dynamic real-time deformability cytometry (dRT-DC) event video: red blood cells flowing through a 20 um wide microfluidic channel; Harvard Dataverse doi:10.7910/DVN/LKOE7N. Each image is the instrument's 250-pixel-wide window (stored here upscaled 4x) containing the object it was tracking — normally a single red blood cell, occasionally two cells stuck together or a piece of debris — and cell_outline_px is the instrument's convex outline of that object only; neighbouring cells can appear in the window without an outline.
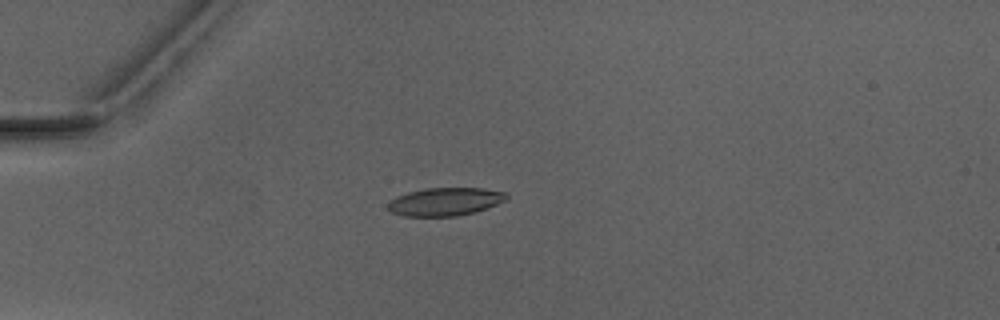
{"species": "Egyptian fruit bat (a non-hibernating species)", "species_latin": "Rousettus aegyptiacus", "temperature_condition": "warm", "stored_images_in_passage": 2, "camera_frame_rate_fps": 3000, "um_per_image_px": 0.085, "animal": {"sex": "male"}, "frame": {"image": 1, "passage_image": 1, "time_ms": 0.0, "image_size_px": [1000, 320], "cell_outline_px": [[508, 200], [476, 212], [456, 216], [404, 216], [392, 212], [388, 208], [388, 204], [396, 196], [408, 192], [424, 188], [484, 188], [508, 192]], "centroid_in_image_um": [37.89, 17.13], "position_along_channel_um": 47.1, "area_um2": 19.54}}